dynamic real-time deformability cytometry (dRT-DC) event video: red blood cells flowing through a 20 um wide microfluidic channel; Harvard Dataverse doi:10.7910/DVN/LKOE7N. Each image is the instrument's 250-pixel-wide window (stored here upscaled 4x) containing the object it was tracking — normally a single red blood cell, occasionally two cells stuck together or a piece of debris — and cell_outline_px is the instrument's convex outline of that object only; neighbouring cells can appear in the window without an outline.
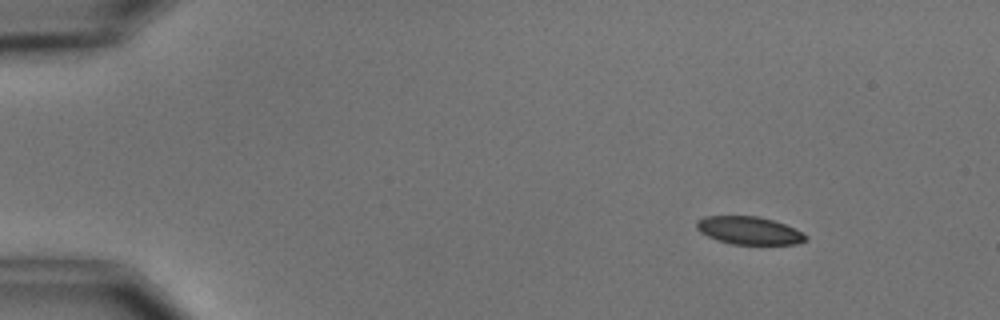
{"species": "common noctule bat (a hibernating species)", "species_latin": "Nyctalus noctula", "temperature_condition": "cold", "stored_images_in_passage": 3, "camera_frame_rate_fps": 3000, "um_per_image_px": 0.085, "animal": {"sex": "male", "body_mass_g": 15.6}, "frame": {"image": 1, "passage_image": 1, "time_ms": 0.0, "image_size_px": [1000, 320], "cell_outline_px": [[808, 240], [796, 244], [732, 244], [708, 236], [700, 232], [696, 228], [696, 220], [704, 216], [756, 216], [772, 220], [796, 228], [808, 236]], "centroid_in_image_um": [63.69, 19.59], "position_along_channel_um": 21.3, "area_um2": 17.69}}
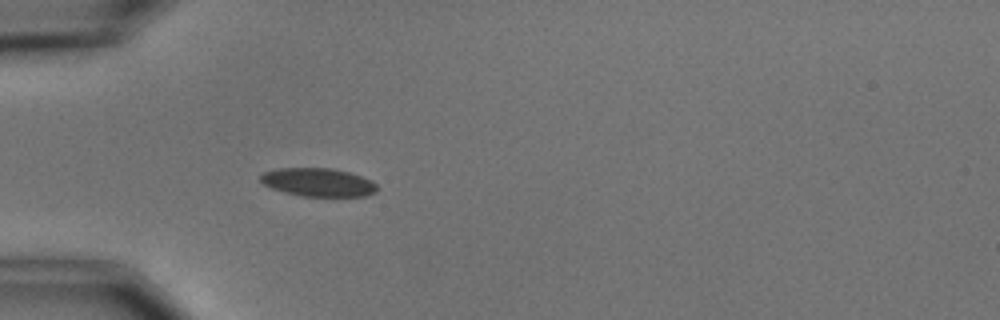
{"frame": {"image": 2, "passage_image": 3, "time_ms": 3.333, "image_size_px": [1000, 320], "cell_outline_px": [[376, 192], [364, 196], [300, 196], [284, 192], [272, 188], [264, 184], [260, 180], [260, 176], [264, 172], [276, 168], [332, 168], [348, 172], [372, 180], [376, 184]], "centroid_in_image_um": [27.03, 15.49], "position_along_channel_um": 58.0, "area_um2": 19.19}}